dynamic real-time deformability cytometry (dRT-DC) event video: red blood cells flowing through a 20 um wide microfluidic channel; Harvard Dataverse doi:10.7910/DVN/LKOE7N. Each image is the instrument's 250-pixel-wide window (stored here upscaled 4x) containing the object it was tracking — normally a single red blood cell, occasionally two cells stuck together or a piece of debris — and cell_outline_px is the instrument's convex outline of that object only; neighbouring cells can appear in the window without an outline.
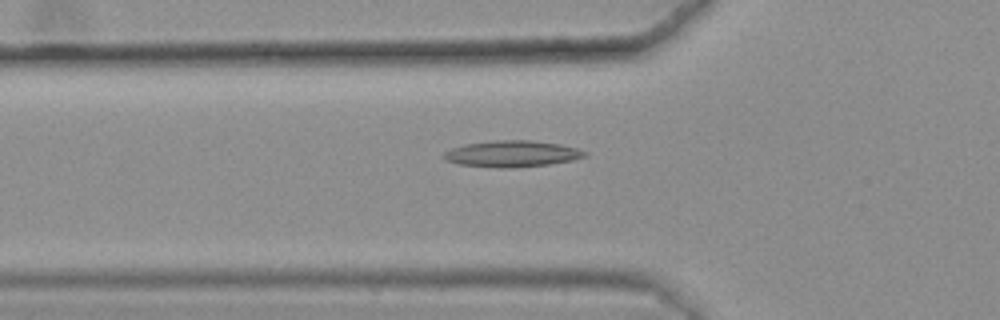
{"species": "common noctule bat (a hibernating species)", "species_latin": "Nyctalus noctula", "temperature_condition": "warm", "stored_images_in_passage": 50, "camera_frame_rate_fps": 3000, "um_per_image_px": 0.085, "animal": {"sex": "female", "body_mass_g": 25.1}, "frame": {"image": 1, "passage_image": 19, "time_ms": 6.0, "image_size_px": [1000, 320], "cell_outline_px": [[588, 156], [572, 160], [548, 164], [504, 168], [500, 168], [460, 164], [448, 160], [440, 156], [444, 152], [452, 148], [464, 144], [496, 140], [528, 140], [560, 144], [576, 148], [588, 152]], "centroid_in_image_um": [43.53, 13.06], "position_along_channel_um": 82.3, "area_um2": 21.44}}
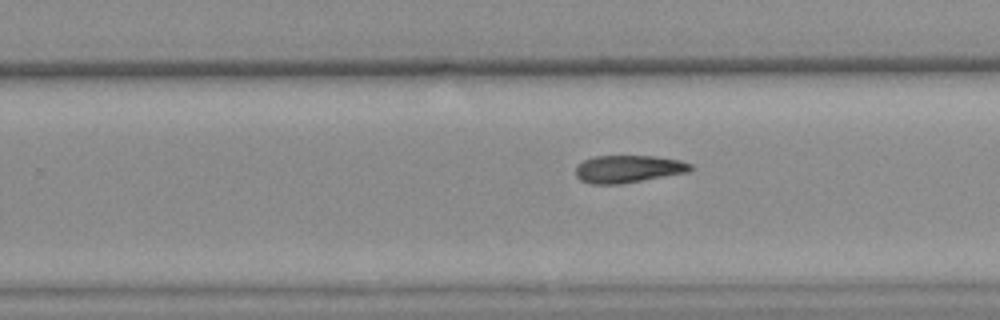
{"frame": {"image": 2, "passage_image": 35, "time_ms": 11.333, "image_size_px": [1000, 320], "cell_outline_px": [[696, 168], [688, 172], [620, 184], [592, 184], [580, 180], [576, 176], [576, 164], [584, 160], [596, 156], [656, 156], [680, 160], [692, 164]], "centroid_in_image_um": [53.41, 14.36], "position_along_channel_um": 276.4, "area_um2": 18.5}}
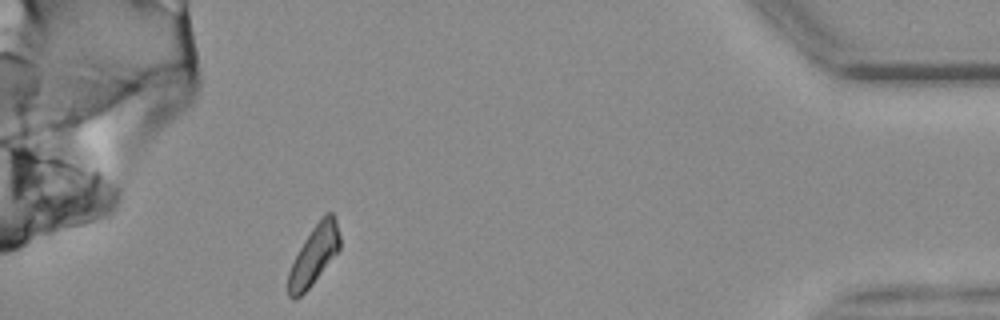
{"frame": {"image": 3, "passage_image": 50, "time_ms": 16.333, "image_size_px": [1000, 320], "cell_outline_px": [[340, 248], [312, 284], [296, 300], [292, 300], [288, 296], [288, 272], [304, 240], [320, 216], [324, 212], [332, 212], [336, 220], [340, 236]], "centroid_in_image_um": [26.68, 21.67], "position_along_channel_um": 408.5, "area_um2": 17.63}}